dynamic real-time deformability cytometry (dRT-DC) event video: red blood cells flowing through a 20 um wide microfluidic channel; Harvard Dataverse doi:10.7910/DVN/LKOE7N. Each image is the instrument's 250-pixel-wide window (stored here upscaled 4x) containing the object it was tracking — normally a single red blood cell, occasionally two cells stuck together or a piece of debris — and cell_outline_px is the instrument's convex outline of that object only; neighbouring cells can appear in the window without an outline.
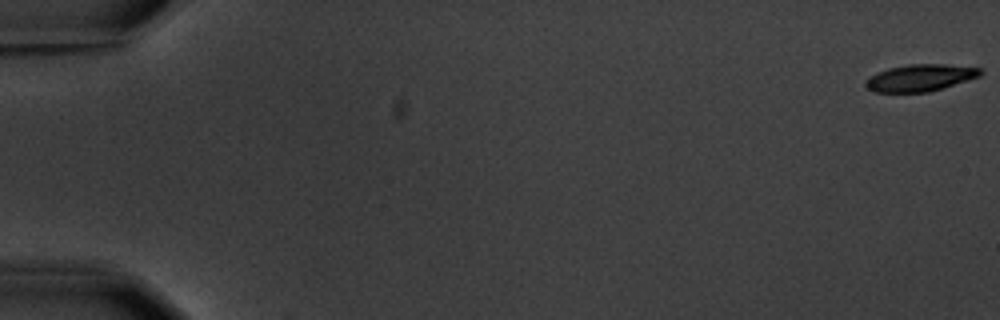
{"species": "common noctule bat (a hibernating species)", "species_latin": "Nyctalus noctula", "temperature_condition": "warm", "stored_images_in_passage": 5, "camera_frame_rate_fps": 3000, "um_per_image_px": 0.085, "animal": {"sex": "male", "body_mass_g": 20.1, "forearm_length_mm": 53.5}, "frame": {"image": 1, "passage_image": 1, "time_ms": 0.0, "image_size_px": [1000, 320], "cell_outline_px": [[984, 72], [980, 76], [928, 92], [872, 92], [864, 84], [868, 76], [888, 68], [908, 64], [944, 64], [980, 68]], "centroid_in_image_um": [78.18, 6.61], "position_along_channel_um": 6.8, "area_um2": 17.92}}